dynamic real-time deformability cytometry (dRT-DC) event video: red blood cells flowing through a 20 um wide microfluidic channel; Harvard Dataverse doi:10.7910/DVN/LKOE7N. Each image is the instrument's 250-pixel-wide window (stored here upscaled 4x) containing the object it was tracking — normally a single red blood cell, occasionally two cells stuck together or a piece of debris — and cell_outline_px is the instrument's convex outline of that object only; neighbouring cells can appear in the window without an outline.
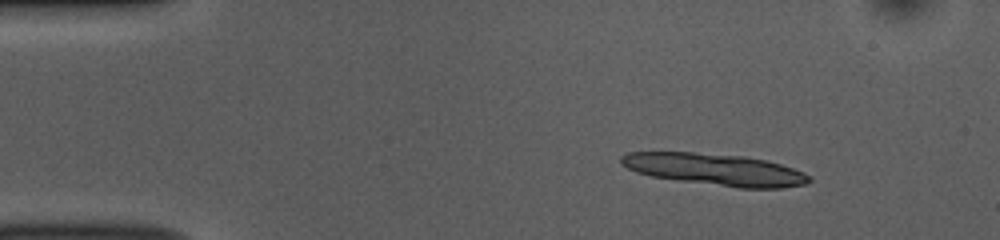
{"species": "common noctule bat (a hibernating species)", "species_latin": "Nyctalus noctula", "temperature_condition": "room temperature", "stored_images_in_passage": 9, "camera_frame_rate_fps": 3000, "um_per_image_px": 0.085, "animal": {"sex": "female", "body_mass_g": 10.0, "forearm_length_mm": 53.1}, "frame": {"image": 1, "passage_image": 2, "time_ms": 0.333, "image_size_px": [1000, 240], "cell_outline_px": [[812, 180], [804, 184], [780, 188], [736, 188], [652, 176], [636, 172], [620, 164], [620, 156], [628, 152], [692, 152], [740, 156], [764, 160], [780, 164], [804, 172]], "centroid_in_image_um": [60.74, 14.4], "position_along_channel_um": 24.3, "area_um2": 34.51}}